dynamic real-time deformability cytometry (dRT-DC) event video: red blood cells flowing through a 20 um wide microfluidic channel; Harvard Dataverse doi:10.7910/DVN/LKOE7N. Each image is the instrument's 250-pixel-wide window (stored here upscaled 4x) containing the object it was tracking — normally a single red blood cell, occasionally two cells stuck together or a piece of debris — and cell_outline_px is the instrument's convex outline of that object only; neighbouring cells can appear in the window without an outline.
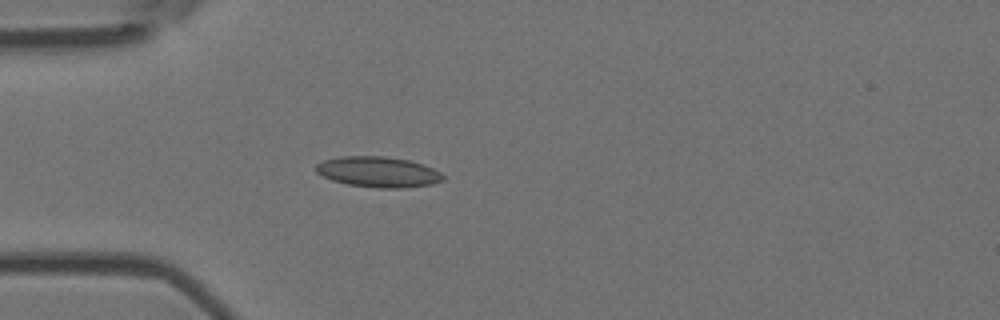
{"species": "Egyptian fruit bat (a non-hibernating species)", "species_latin": "Rousettus aegyptiacus", "temperature_condition": "room temperature", "stored_images_in_passage": 3, "camera_frame_rate_fps": 3000, "um_per_image_px": 0.085, "animal": {"sex": "female"}, "frame": {"image": 1, "passage_image": 3, "time_ms": 0.667, "image_size_px": [1000, 320], "cell_outline_px": [[444, 180], [432, 184], [404, 188], [380, 188], [348, 184], [332, 180], [316, 172], [316, 164], [324, 160], [340, 156], [384, 156], [408, 160], [432, 168], [440, 172], [444, 176]], "centroid_in_image_um": [32.15, 14.61], "position_along_channel_um": 52.9, "area_um2": 22.48}}